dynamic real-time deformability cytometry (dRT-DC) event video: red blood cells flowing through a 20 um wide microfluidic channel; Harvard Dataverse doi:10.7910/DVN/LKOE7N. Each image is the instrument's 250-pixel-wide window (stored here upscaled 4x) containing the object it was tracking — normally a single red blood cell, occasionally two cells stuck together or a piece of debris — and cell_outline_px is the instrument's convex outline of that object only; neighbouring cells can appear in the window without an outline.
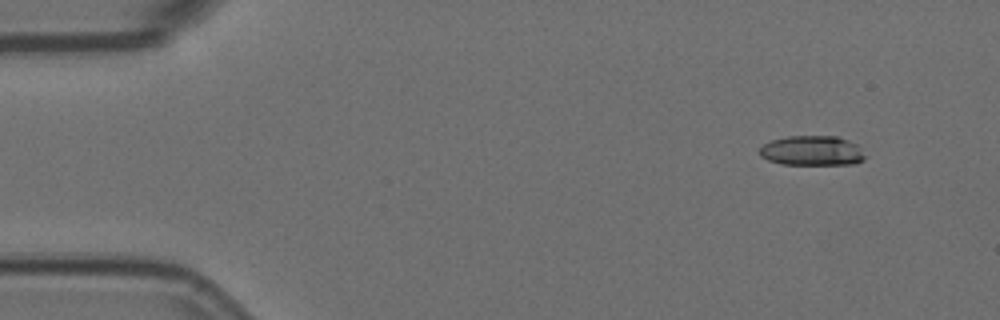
{"species": "Egyptian fruit bat (a non-hibernating species)", "species_latin": "Rousettus aegyptiacus", "temperature_condition": "room temperature", "stored_images_in_passage": 5, "camera_frame_rate_fps": 3000, "um_per_image_px": 0.085, "animal": {"sex": "female"}, "frame": {"image": 1, "passage_image": 2, "time_ms": 0.333, "image_size_px": [1000, 320], "cell_outline_px": [[868, 156], [864, 160], [852, 164], [784, 164], [768, 160], [760, 156], [760, 148], [764, 144], [772, 140], [788, 136], [836, 136], [848, 140], [856, 144]], "centroid_in_image_um": [69.06, 12.81], "position_along_channel_um": 15.9, "area_um2": 18.32}}
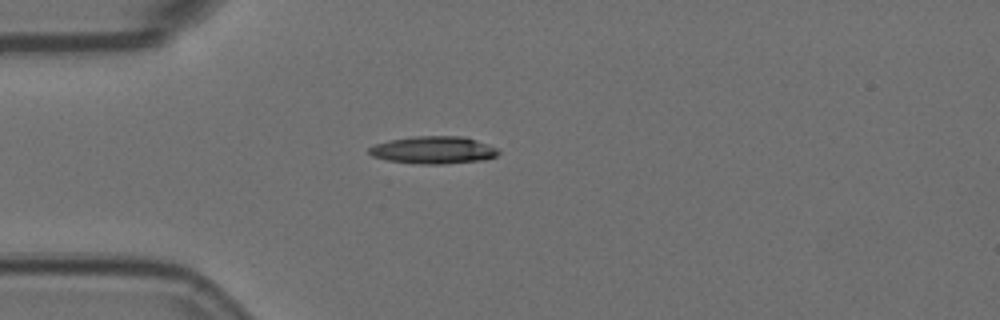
{"frame": {"image": 2, "passage_image": 5, "time_ms": 1.333, "image_size_px": [1000, 320], "cell_outline_px": [[500, 152], [496, 156], [484, 160], [440, 164], [420, 164], [388, 160], [372, 156], [368, 152], [368, 148], [376, 144], [388, 140], [412, 136], [464, 136], [488, 144], [496, 148]], "centroid_in_image_um": [36.84, 12.74], "position_along_channel_um": 48.2, "area_um2": 20.69}}